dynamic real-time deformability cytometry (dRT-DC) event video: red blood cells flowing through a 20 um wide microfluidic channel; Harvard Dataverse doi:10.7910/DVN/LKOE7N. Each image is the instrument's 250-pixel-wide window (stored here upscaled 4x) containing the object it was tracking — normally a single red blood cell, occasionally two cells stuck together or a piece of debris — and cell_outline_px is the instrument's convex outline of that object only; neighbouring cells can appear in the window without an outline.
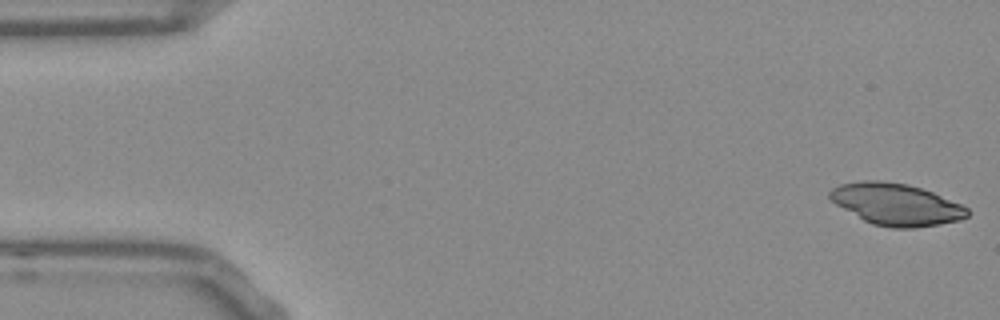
{"species": "Egyptian fruit bat (a non-hibernating species)", "species_latin": "Rousettus aegyptiacus", "temperature_condition": "room temperature", "stored_images_in_passage": 52, "camera_frame_rate_fps": 3000, "um_per_image_px": 0.085, "frame": {"image": 1, "passage_image": 1, "time_ms": 0.0, "image_size_px": [1000, 320], "cell_outline_px": [[968, 216], [960, 220], [940, 224], [912, 228], [892, 228], [872, 224], [864, 220], [836, 204], [828, 196], [828, 192], [832, 188], [840, 184], [864, 180], [880, 180], [908, 184], [932, 192], [960, 204], [968, 208]], "centroid_in_image_um": [76.16, 17.36], "position_along_channel_um": 8.8, "area_um2": 33.29}}